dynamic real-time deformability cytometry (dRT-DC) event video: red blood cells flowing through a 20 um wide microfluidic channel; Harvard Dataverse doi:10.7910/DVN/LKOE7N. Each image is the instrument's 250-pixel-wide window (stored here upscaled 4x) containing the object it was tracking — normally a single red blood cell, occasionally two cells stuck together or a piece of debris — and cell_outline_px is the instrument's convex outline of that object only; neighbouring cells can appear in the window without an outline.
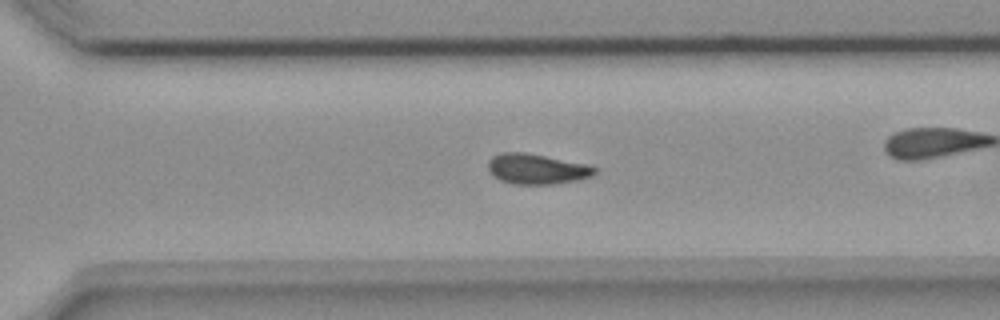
{"species": "common noctule bat (a hibernating species)", "species_latin": "Nyctalus noctula", "temperature_condition": "room temperature", "stored_images_in_passage": 40, "camera_frame_rate_fps": 3000, "um_per_image_px": 0.085, "animal": {"sex": "female", "body_mass_g": 18.4}, "frame": {"image": 1, "passage_image": 23, "time_ms": 7.333, "image_size_px": [1000, 320], "cell_outline_px": [[596, 172], [592, 176], [580, 180], [556, 184], [512, 184], [500, 180], [488, 168], [488, 160], [492, 156], [500, 152], [524, 152], [592, 164], [596, 168]], "centroid_in_image_um": [45.69, 14.35], "position_along_channel_um": 324.9, "area_um2": 19.13}}
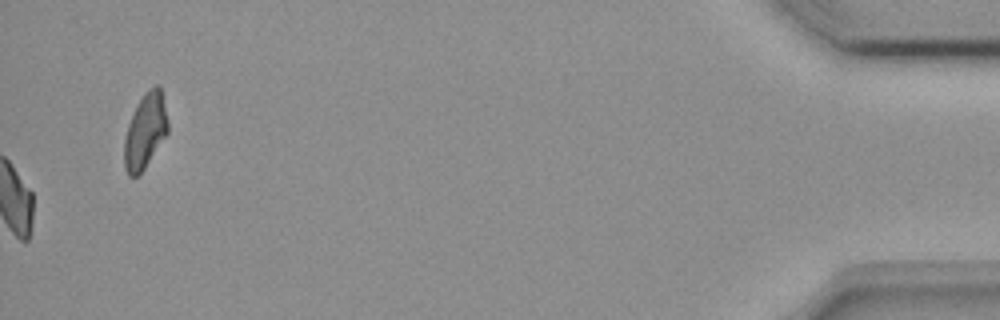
{"frame": {"image": 2, "passage_image": 40, "time_ms": 13.0, "image_size_px": [1000, 320], "cell_outline_px": [[168, 132], [140, 176], [128, 176], [124, 168], [124, 140], [128, 124], [136, 104], [144, 92], [148, 88], [156, 84], [160, 84], [168, 120]], "centroid_in_image_um": [12.34, 11.13], "position_along_channel_um": 422.9, "area_um2": 19.42}, "authors_computed_cell_mechanics": {"area_um2": 18.8139, "velocity_mm_per_s": 3.7609, "shape_relaxation_time_tau1_ms": 8.4549, "shape_relaxation_time_tau2_ms": 6.691, "deformation_change_tau1": 0.1812, "deformation_change_tau2": 0.1152}}